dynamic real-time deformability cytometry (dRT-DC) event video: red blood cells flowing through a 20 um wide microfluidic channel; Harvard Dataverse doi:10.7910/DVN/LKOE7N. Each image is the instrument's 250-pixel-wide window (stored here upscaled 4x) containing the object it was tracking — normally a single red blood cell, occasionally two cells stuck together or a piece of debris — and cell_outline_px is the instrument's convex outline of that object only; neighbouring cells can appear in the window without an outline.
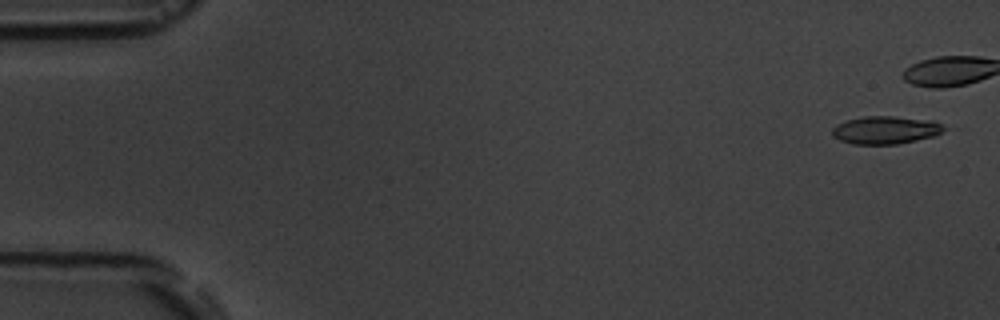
{"species": "common noctule bat (a hibernating species)", "species_latin": "Nyctalus noctula", "temperature_condition": "room temperature", "stored_images_in_passage": 6, "camera_frame_rate_fps": 3000, "um_per_image_px": 0.085, "animal": {"sex": "male", "body_mass_g": 19.5, "forearm_length_mm": 54.6}, "frame": {"image": 1, "passage_image": 1, "time_ms": 0.0, "image_size_px": [1000, 320], "cell_outline_px": [[944, 128], [936, 136], [896, 144], [852, 144], [840, 140], [832, 136], [832, 128], [836, 124], [848, 120], [864, 116], [892, 116], [932, 120], [940, 124]], "centroid_in_image_um": [75.23, 11.05], "position_along_channel_um": 9.8, "area_um2": 18.03}}